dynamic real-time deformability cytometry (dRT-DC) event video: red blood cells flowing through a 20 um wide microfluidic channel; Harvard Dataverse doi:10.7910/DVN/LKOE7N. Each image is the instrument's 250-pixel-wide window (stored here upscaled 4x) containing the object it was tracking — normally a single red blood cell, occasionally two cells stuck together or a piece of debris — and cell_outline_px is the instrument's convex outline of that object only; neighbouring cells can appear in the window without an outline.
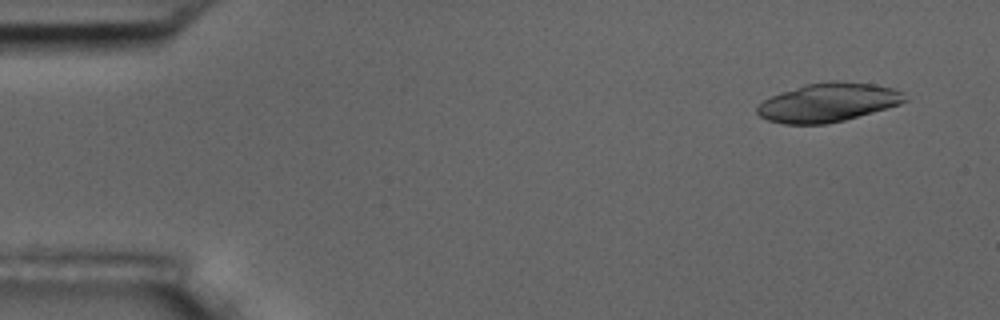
{"species": "common noctule bat (a hibernating species)", "species_latin": "Nyctalus noctula", "temperature_condition": "room temperature", "stored_images_in_passage": 54, "camera_frame_rate_fps": 3000, "um_per_image_px": 0.085, "animal": {"sex": "male", "body_mass_g": 17.5, "forearm_length_mm": 52.3}, "frame": {"image": 1, "passage_image": 4, "time_ms": 1.0, "image_size_px": [1000, 320], "cell_outline_px": [[908, 100], [900, 104], [844, 120], [824, 124], [784, 124], [768, 120], [760, 116], [756, 112], [756, 108], [764, 100], [772, 96], [804, 84], [832, 80], [836, 80], [872, 84], [892, 88], [904, 92]], "centroid_in_image_um": [70.4, 8.7], "position_along_channel_um": 14.6, "area_um2": 33.18}}